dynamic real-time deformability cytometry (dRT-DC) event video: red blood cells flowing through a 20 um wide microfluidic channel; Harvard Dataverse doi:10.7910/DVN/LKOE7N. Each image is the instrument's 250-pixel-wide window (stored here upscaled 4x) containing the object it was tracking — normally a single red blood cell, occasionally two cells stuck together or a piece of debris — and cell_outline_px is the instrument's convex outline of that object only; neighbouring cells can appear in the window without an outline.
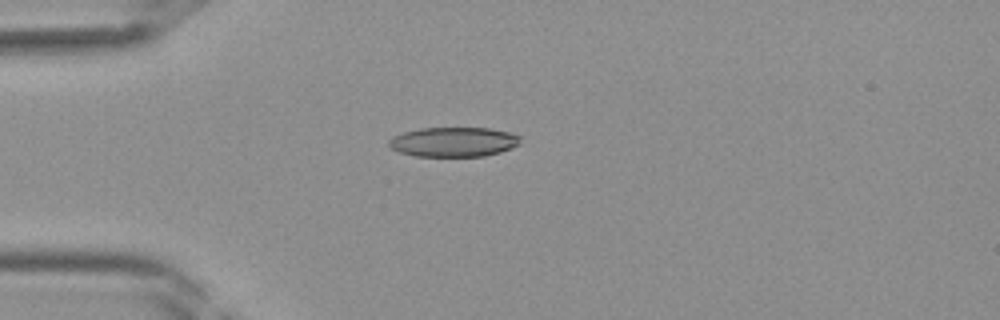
{"species": "Egyptian fruit bat (a non-hibernating species)", "species_latin": "Rousettus aegyptiacus", "temperature_condition": "room temperature", "stored_images_in_passage": 31, "camera_frame_rate_fps": 3000, "um_per_image_px": 0.085, "frame": {"image": 1, "passage_image": 1, "time_ms": 0.0, "image_size_px": [1000, 320], "cell_outline_px": [[520, 144], [512, 148], [500, 152], [484, 156], [416, 156], [400, 152], [392, 148], [388, 144], [388, 140], [392, 136], [404, 132], [420, 128], [488, 128], [508, 132], [520, 136]], "centroid_in_image_um": [38.55, 12.06], "position_along_channel_um": 46.4, "area_um2": 22.66}}
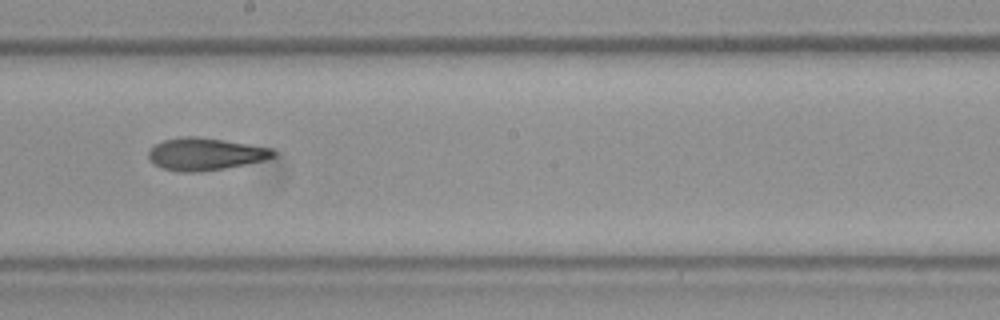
{"frame": {"image": 2, "passage_image": 13, "time_ms": 4.0, "image_size_px": [1000, 320], "cell_outline_px": [[276, 156], [264, 160], [224, 168], [200, 172], [180, 172], [160, 168], [152, 164], [148, 160], [148, 152], [156, 144], [164, 140], [180, 136], [196, 136], [224, 140], [272, 148], [276, 152]], "centroid_in_image_um": [17.41, 13.1], "position_along_channel_um": 230.8, "area_um2": 23.64}}
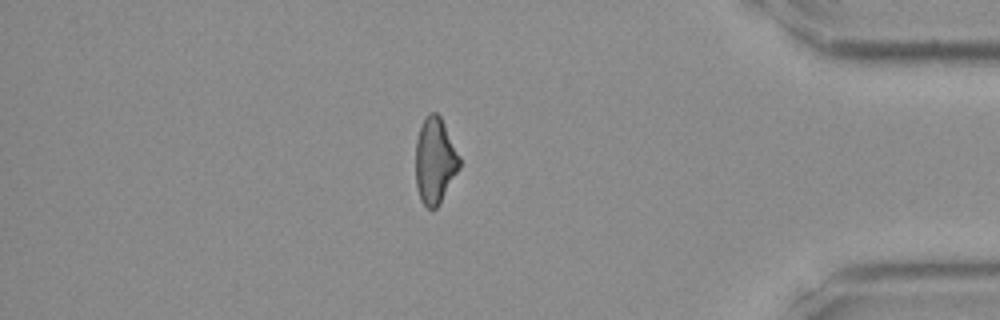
{"frame": {"image": 3, "passage_image": 25, "time_ms": 8.0, "image_size_px": [1000, 320], "cell_outline_px": [[460, 168], [440, 204], [436, 208], [428, 208], [420, 200], [416, 188], [416, 140], [420, 128], [428, 112], [436, 112], [440, 116], [460, 156]], "centroid_in_image_um": [36.97, 13.68], "position_along_channel_um": 398.2, "area_um2": 22.02}}